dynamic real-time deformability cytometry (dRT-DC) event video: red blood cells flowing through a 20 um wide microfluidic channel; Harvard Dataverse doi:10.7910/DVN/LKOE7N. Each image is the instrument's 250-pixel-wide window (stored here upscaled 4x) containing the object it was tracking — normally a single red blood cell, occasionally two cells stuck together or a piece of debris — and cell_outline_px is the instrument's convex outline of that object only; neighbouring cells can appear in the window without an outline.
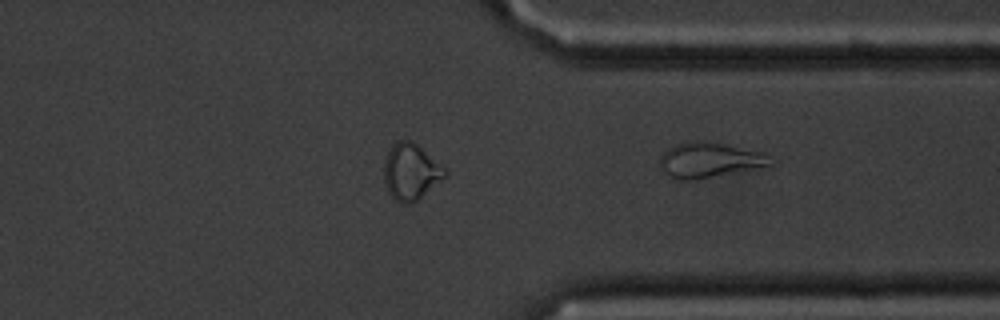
{"species": "common noctule bat (a hibernating species)", "species_latin": "Nyctalus noctula", "temperature_condition": "cold", "stored_images_in_passage": 47, "segment_of_instrument_passage": [2, 2], "camera_frame_rate_fps": 3000, "um_per_image_px": 0.085, "animal": {"sex": "male", "body_mass_g": 20.1, "forearm_length_mm": 53.5}, "frame": {"image": 1, "passage_image": 47, "time_ms": 15.333, "image_size_px": [1000, 320], "cell_outline_px": [[776, 164], [696, 180], [680, 180], [668, 176], [660, 168], [660, 156], [668, 148], [676, 144], [688, 140], [704, 140], [724, 144], [756, 152]], "centroid_in_image_um": [60.18, 13.61], "position_along_channel_um": 351.2, "area_um2": 22.31}}